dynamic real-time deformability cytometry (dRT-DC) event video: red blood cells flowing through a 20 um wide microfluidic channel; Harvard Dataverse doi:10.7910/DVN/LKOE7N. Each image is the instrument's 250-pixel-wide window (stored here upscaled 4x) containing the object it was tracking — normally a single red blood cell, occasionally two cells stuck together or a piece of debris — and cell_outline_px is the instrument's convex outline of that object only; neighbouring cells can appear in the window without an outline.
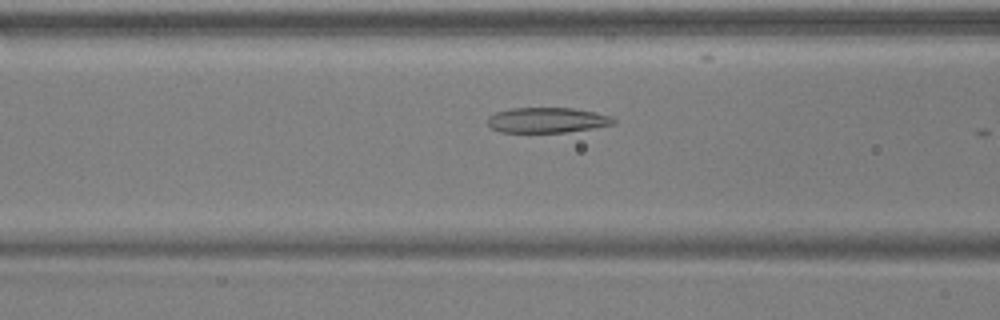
{"species": "common noctule bat (a hibernating species)", "species_latin": "Nyctalus noctula", "temperature_condition": "warm", "stored_images_in_passage": 6, "camera_frame_rate_fps": 3000, "um_per_image_px": 0.085, "animal": {"sex": "male", "body_mass_g": 17.9, "forearm_length_mm": 54.2}, "frame": {"image": 1, "passage_image": 5, "time_ms": 1.333, "image_size_px": [1000, 320], "cell_outline_px": [[616, 124], [592, 128], [564, 132], [500, 132], [492, 128], [488, 124], [488, 116], [496, 112], [512, 108], [572, 108], [592, 112], [608, 116], [616, 120]], "centroid_in_image_um": [46.47, 10.21], "position_along_channel_um": 120.1, "area_um2": 18.32}}